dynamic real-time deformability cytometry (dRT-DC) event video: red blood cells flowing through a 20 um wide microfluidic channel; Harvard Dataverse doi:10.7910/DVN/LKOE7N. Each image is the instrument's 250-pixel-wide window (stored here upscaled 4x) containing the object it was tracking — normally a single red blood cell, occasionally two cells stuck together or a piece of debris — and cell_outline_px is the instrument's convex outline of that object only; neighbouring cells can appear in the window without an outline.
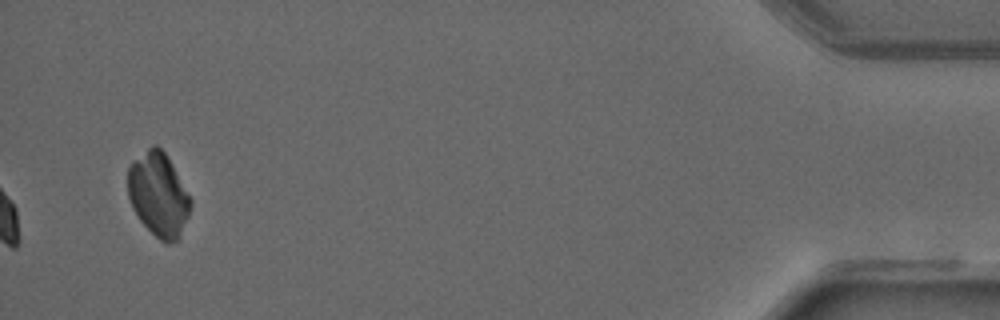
{"species": "common noctule bat (a hibernating species)", "species_latin": "Nyctalus noctula", "temperature_condition": "warm", "stored_images_in_passage": 37, "camera_frame_rate_fps": 3000, "um_per_image_px": 0.085, "animal": {"sex": "male", "forearm_length_mm": 52.5}, "frame": {"image": 1, "passage_image": 37, "time_ms": 12.0, "image_size_px": [1000, 320], "cell_outline_px": [[192, 204], [188, 216], [176, 240], [160, 240], [140, 220], [132, 208], [128, 196], [128, 168], [132, 160], [152, 144], [156, 144], [164, 152], [192, 200]], "centroid_in_image_um": [13.43, 16.48], "position_along_channel_um": 421.8, "area_um2": 30.0}}